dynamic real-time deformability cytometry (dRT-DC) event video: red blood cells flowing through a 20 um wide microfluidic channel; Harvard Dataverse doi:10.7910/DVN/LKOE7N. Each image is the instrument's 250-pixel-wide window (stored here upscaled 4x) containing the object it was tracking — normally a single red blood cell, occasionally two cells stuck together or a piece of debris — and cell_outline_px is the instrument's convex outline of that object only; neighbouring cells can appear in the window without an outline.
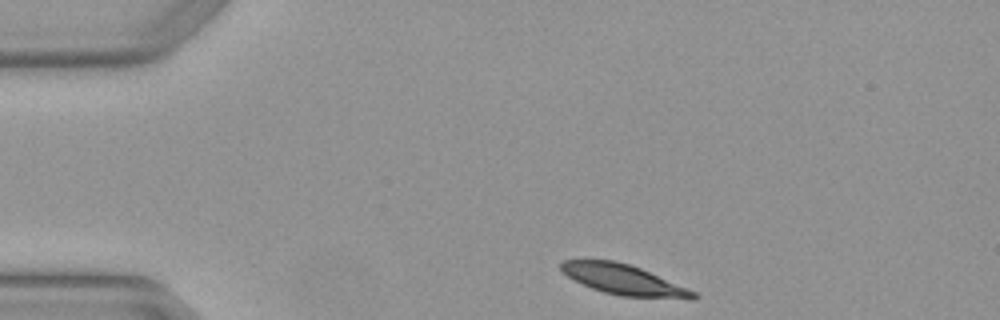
{"species": "Egyptian fruit bat (a non-hibernating species)", "species_latin": "Rousettus aegyptiacus", "temperature_condition": "warm", "stored_images_in_passage": 2, "camera_frame_rate_fps": 3000, "um_per_image_px": 0.085, "animal": {"sex": "female"}, "frame": {"image": 1, "passage_image": 1, "time_ms": 0.0, "image_size_px": [1000, 320], "cell_outline_px": [[700, 296], [696, 300], [688, 300], [620, 296], [604, 292], [592, 288], [572, 280], [560, 268], [560, 264], [564, 260], [616, 260], [640, 268], [696, 292]], "centroid_in_image_um": [53.06, 23.8], "position_along_channel_um": 31.9, "area_um2": 23.47}}